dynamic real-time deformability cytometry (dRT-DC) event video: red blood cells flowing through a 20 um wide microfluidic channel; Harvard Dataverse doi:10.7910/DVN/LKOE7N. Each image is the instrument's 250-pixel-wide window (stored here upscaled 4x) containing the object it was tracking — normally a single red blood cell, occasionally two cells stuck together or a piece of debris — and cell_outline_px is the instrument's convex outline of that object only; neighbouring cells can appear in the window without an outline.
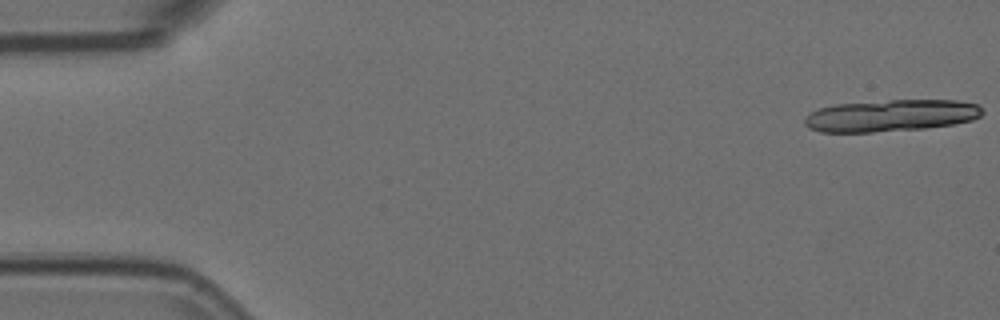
{"species": "Egyptian fruit bat (a non-hibernating species)", "species_latin": "Rousettus aegyptiacus", "temperature_condition": "room temperature", "stored_images_in_passage": 19, "camera_frame_rate_fps": 3000, "um_per_image_px": 0.085, "animal": {"sex": "female"}, "frame": {"image": 1, "passage_image": 1, "time_ms": 0.0, "image_size_px": [1000, 320], "cell_outline_px": [[984, 112], [980, 116], [972, 120], [952, 124], [924, 128], [872, 132], [820, 132], [808, 128], [804, 124], [804, 116], [820, 108], [836, 104], [888, 100], [956, 100], [980, 104]], "centroid_in_image_um": [75.73, 9.82], "position_along_channel_um": 9.3, "area_um2": 33.12}}